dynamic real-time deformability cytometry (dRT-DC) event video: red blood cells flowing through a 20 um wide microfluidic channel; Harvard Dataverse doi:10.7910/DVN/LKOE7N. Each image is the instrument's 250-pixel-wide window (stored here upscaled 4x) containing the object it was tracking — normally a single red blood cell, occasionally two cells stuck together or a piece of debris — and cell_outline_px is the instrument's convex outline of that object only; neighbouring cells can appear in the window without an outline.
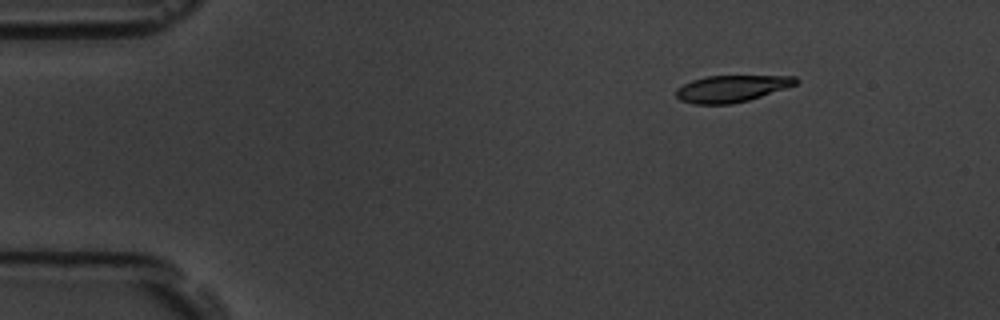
{"species": "common noctule bat (a hibernating species)", "species_latin": "Nyctalus noctula", "temperature_condition": "room temperature", "stored_images_in_passage": 10, "camera_frame_rate_fps": 3000, "um_per_image_px": 0.085, "animal": {"sex": "male", "body_mass_g": 19.5, "forearm_length_mm": 54.6}, "frame": {"image": 1, "passage_image": 1, "time_ms": 0.0, "image_size_px": [1000, 320], "cell_outline_px": [[800, 80], [796, 84], [748, 100], [732, 104], [696, 104], [680, 100], [676, 96], [676, 88], [692, 80], [704, 76], [796, 76]], "centroid_in_image_um": [62.15, 7.52], "position_along_channel_um": 22.8, "area_um2": 18.5}}
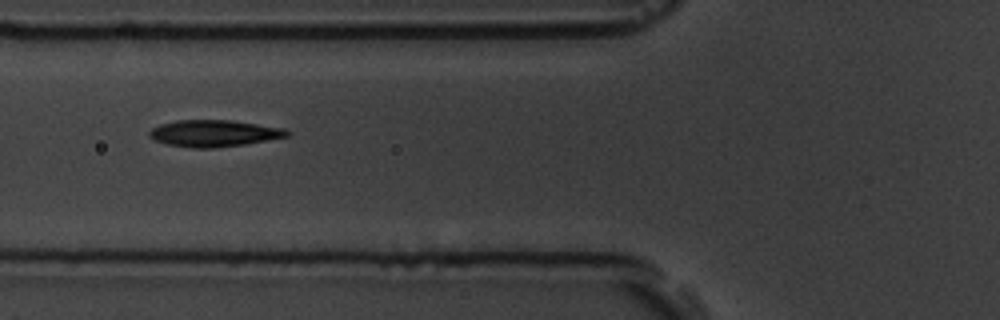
{"frame": {"image": 2, "passage_image": 5, "time_ms": 4.667, "image_size_px": [1000, 320], "cell_outline_px": [[292, 132], [288, 136], [244, 144], [212, 148], [192, 148], [168, 144], [152, 140], [148, 136], [148, 132], [152, 128], [160, 124], [176, 120], [228, 120], [284, 128]], "centroid_in_image_um": [18.14, 11.33], "position_along_channel_um": 107.7, "area_um2": 21.33}}
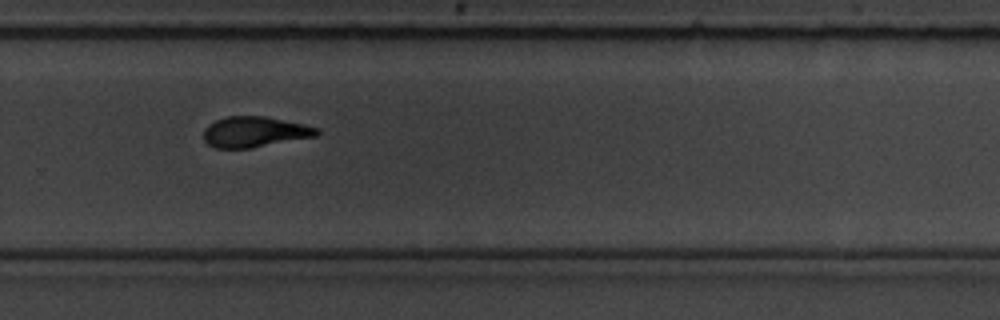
{"frame": {"image": 3, "passage_image": 10, "time_ms": 10.333, "image_size_px": [1000, 320], "cell_outline_px": [[320, 132], [316, 136], [248, 148], [216, 148], [208, 144], [204, 140], [204, 128], [208, 124], [216, 120], [228, 116], [264, 116], [304, 124], [320, 128]], "centroid_in_image_um": [21.63, 11.2], "position_along_channel_um": 308.2, "area_um2": 20.06}}